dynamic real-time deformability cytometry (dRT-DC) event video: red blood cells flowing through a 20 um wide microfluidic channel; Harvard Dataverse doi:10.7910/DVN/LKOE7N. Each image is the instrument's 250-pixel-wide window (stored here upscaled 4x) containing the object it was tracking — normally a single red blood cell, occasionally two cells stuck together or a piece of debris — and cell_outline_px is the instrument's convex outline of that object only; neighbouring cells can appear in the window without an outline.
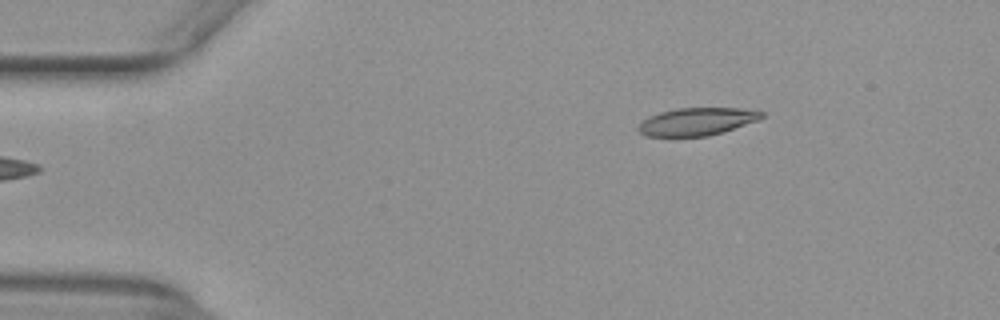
{"species": "common noctule bat (a hibernating species)", "species_latin": "Nyctalus noctula", "temperature_condition": "warm", "stored_images_in_passage": 45, "camera_frame_rate_fps": 3000, "um_per_image_px": 0.085, "animal": {"sex": "female", "body_mass_g": 29.2, "forearm_length_mm": 56.3}, "frame": {"image": 1, "passage_image": 1, "time_ms": 0.0, "image_size_px": [1000, 320], "cell_outline_px": [[764, 116], [760, 120], [724, 132], [708, 136], [644, 136], [636, 128], [648, 116], [660, 112], [676, 108], [740, 108], [764, 112]], "centroid_in_image_um": [59.26, 10.33], "position_along_channel_um": 25.7, "area_um2": 20.0}}
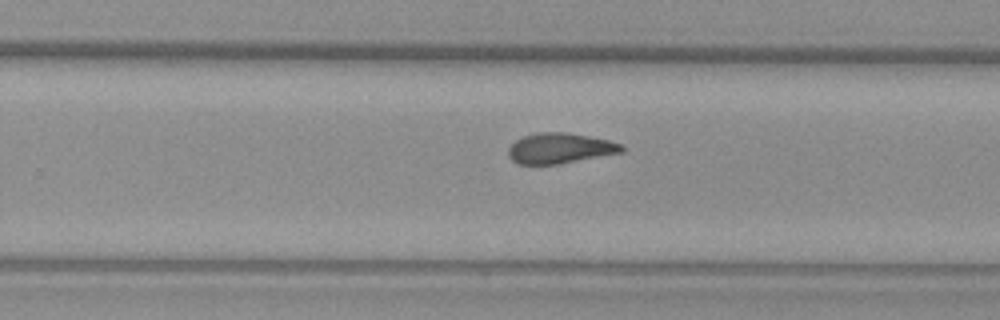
{"frame": {"image": 2, "passage_image": 26, "time_ms": 8.333, "image_size_px": [1000, 320], "cell_outline_px": [[624, 152], [560, 164], [516, 164], [508, 156], [508, 148], [516, 140], [524, 136], [536, 132], [568, 132], [608, 140], [620, 144], [624, 148]], "centroid_in_image_um": [47.58, 12.61], "position_along_channel_um": 282.2, "area_um2": 20.17}}
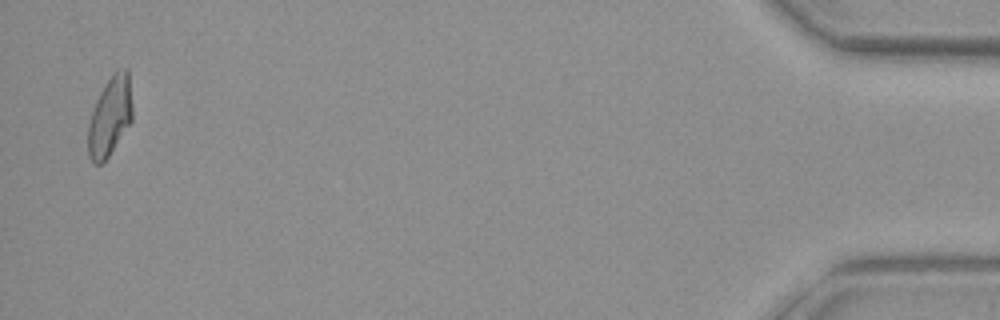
{"frame": {"image": 3, "passage_image": 44, "time_ms": 14.333, "image_size_px": [1000, 320], "cell_outline_px": [[132, 120], [108, 156], [100, 164], [92, 164], [88, 156], [88, 124], [96, 100], [104, 84], [112, 72], [116, 68], [128, 68], [132, 104]], "centroid_in_image_um": [9.34, 9.84], "position_along_channel_um": 425.9, "area_um2": 20.58}, "authors_computed_cell_mechanics": {"area_um2": 20.6924, "velocity_mm_per_s": 3.9378, "shape_relaxation_time_tau1_ms": null, "shape_relaxation_time_tau2_ms": 3.1043, "deformation_change_tau1": null, "deformation_change_tau2": 0.0961}}